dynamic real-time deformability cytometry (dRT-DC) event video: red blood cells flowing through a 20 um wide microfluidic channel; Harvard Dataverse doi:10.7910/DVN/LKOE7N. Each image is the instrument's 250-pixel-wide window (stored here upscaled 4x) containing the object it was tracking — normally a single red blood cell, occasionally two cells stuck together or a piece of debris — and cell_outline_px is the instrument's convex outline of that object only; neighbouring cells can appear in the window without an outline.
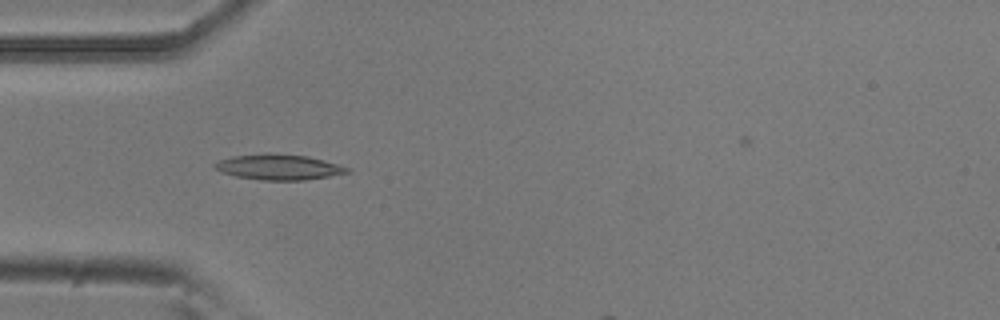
{"species": "common noctule bat (a hibernating species)", "species_latin": "Nyctalus noctula", "temperature_condition": "room temperature", "stored_images_in_passage": 16, "camera_frame_rate_fps": 3000, "um_per_image_px": 0.085, "animal": {"sex": "male", "body_mass_g": 20.5, "forearm_length_mm": 52.5}, "frame": {"image": 1, "passage_image": 13, "time_ms": 4.0, "image_size_px": [1000, 320], "cell_outline_px": [[348, 172], [328, 176], [304, 180], [260, 180], [236, 176], [212, 168], [212, 164], [220, 160], [232, 156], [268, 152], [304, 156], [336, 164], [348, 168]], "centroid_in_image_um": [23.59, 14.19], "position_along_channel_um": 61.4, "area_um2": 19.36}}